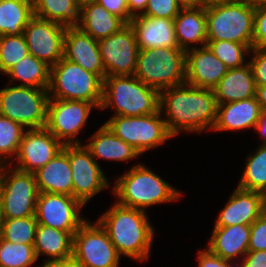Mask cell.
Listing matches in <instances>:
<instances>
[{"label":"cell","instance_id":"1","mask_svg":"<svg viewBox=\"0 0 266 267\" xmlns=\"http://www.w3.org/2000/svg\"><path fill=\"white\" fill-rule=\"evenodd\" d=\"M217 106L213 90L187 83L159 93V111L165 113V123L173 137L182 130L199 133L208 128L213 130Z\"/></svg>","mask_w":266,"mask_h":267},{"label":"cell","instance_id":"2","mask_svg":"<svg viewBox=\"0 0 266 267\" xmlns=\"http://www.w3.org/2000/svg\"><path fill=\"white\" fill-rule=\"evenodd\" d=\"M144 210L117 202L97 222L106 231L119 256L144 261L149 258L154 228Z\"/></svg>","mask_w":266,"mask_h":267},{"label":"cell","instance_id":"3","mask_svg":"<svg viewBox=\"0 0 266 267\" xmlns=\"http://www.w3.org/2000/svg\"><path fill=\"white\" fill-rule=\"evenodd\" d=\"M112 190L119 199L118 204L144 211L155 204L175 201L182 195L142 164L134 165L118 178Z\"/></svg>","mask_w":266,"mask_h":267},{"label":"cell","instance_id":"4","mask_svg":"<svg viewBox=\"0 0 266 267\" xmlns=\"http://www.w3.org/2000/svg\"><path fill=\"white\" fill-rule=\"evenodd\" d=\"M159 91L134 75L106 76L99 110L113 107L114 116H143L159 111Z\"/></svg>","mask_w":266,"mask_h":267},{"label":"cell","instance_id":"5","mask_svg":"<svg viewBox=\"0 0 266 267\" xmlns=\"http://www.w3.org/2000/svg\"><path fill=\"white\" fill-rule=\"evenodd\" d=\"M134 76L159 92L186 83V51L157 47L139 49Z\"/></svg>","mask_w":266,"mask_h":267},{"label":"cell","instance_id":"6","mask_svg":"<svg viewBox=\"0 0 266 267\" xmlns=\"http://www.w3.org/2000/svg\"><path fill=\"white\" fill-rule=\"evenodd\" d=\"M255 7L229 0L206 6L207 40H225L253 48Z\"/></svg>","mask_w":266,"mask_h":267},{"label":"cell","instance_id":"7","mask_svg":"<svg viewBox=\"0 0 266 267\" xmlns=\"http://www.w3.org/2000/svg\"><path fill=\"white\" fill-rule=\"evenodd\" d=\"M103 80L96 74L64 58L50 67L49 98L82 100L97 109L102 102Z\"/></svg>","mask_w":266,"mask_h":267},{"label":"cell","instance_id":"8","mask_svg":"<svg viewBox=\"0 0 266 267\" xmlns=\"http://www.w3.org/2000/svg\"><path fill=\"white\" fill-rule=\"evenodd\" d=\"M48 101V89L9 84L0 90V115L27 129L44 128Z\"/></svg>","mask_w":266,"mask_h":267},{"label":"cell","instance_id":"9","mask_svg":"<svg viewBox=\"0 0 266 267\" xmlns=\"http://www.w3.org/2000/svg\"><path fill=\"white\" fill-rule=\"evenodd\" d=\"M0 165V219L35 216L39 195L34 173Z\"/></svg>","mask_w":266,"mask_h":267},{"label":"cell","instance_id":"10","mask_svg":"<svg viewBox=\"0 0 266 267\" xmlns=\"http://www.w3.org/2000/svg\"><path fill=\"white\" fill-rule=\"evenodd\" d=\"M105 124L140 155L163 145L165 141L173 137L160 111L143 116H112Z\"/></svg>","mask_w":266,"mask_h":267},{"label":"cell","instance_id":"11","mask_svg":"<svg viewBox=\"0 0 266 267\" xmlns=\"http://www.w3.org/2000/svg\"><path fill=\"white\" fill-rule=\"evenodd\" d=\"M81 267H118L121 257L106 231L86 221L73 235V255Z\"/></svg>","mask_w":266,"mask_h":267},{"label":"cell","instance_id":"12","mask_svg":"<svg viewBox=\"0 0 266 267\" xmlns=\"http://www.w3.org/2000/svg\"><path fill=\"white\" fill-rule=\"evenodd\" d=\"M92 103L49 98L45 128L64 145L81 144L77 134L86 125Z\"/></svg>","mask_w":266,"mask_h":267},{"label":"cell","instance_id":"13","mask_svg":"<svg viewBox=\"0 0 266 267\" xmlns=\"http://www.w3.org/2000/svg\"><path fill=\"white\" fill-rule=\"evenodd\" d=\"M84 204L73 196L39 193L36 201L37 223L70 232L73 235L87 221L80 216Z\"/></svg>","mask_w":266,"mask_h":267},{"label":"cell","instance_id":"14","mask_svg":"<svg viewBox=\"0 0 266 267\" xmlns=\"http://www.w3.org/2000/svg\"><path fill=\"white\" fill-rule=\"evenodd\" d=\"M72 171L73 197L84 205L97 193L110 186L100 165L82 144L68 145Z\"/></svg>","mask_w":266,"mask_h":267},{"label":"cell","instance_id":"15","mask_svg":"<svg viewBox=\"0 0 266 267\" xmlns=\"http://www.w3.org/2000/svg\"><path fill=\"white\" fill-rule=\"evenodd\" d=\"M98 44L106 76L134 75L139 48L130 24Z\"/></svg>","mask_w":266,"mask_h":267},{"label":"cell","instance_id":"16","mask_svg":"<svg viewBox=\"0 0 266 267\" xmlns=\"http://www.w3.org/2000/svg\"><path fill=\"white\" fill-rule=\"evenodd\" d=\"M66 26L33 16L23 30L29 53L50 67L63 58Z\"/></svg>","mask_w":266,"mask_h":267},{"label":"cell","instance_id":"17","mask_svg":"<svg viewBox=\"0 0 266 267\" xmlns=\"http://www.w3.org/2000/svg\"><path fill=\"white\" fill-rule=\"evenodd\" d=\"M64 147L45 127L38 129H27L20 143L16 161L18 165L14 168L34 173L45 166Z\"/></svg>","mask_w":266,"mask_h":267},{"label":"cell","instance_id":"18","mask_svg":"<svg viewBox=\"0 0 266 267\" xmlns=\"http://www.w3.org/2000/svg\"><path fill=\"white\" fill-rule=\"evenodd\" d=\"M63 58L98 75L102 80L106 77L98 41L77 26L65 30Z\"/></svg>","mask_w":266,"mask_h":267},{"label":"cell","instance_id":"19","mask_svg":"<svg viewBox=\"0 0 266 267\" xmlns=\"http://www.w3.org/2000/svg\"><path fill=\"white\" fill-rule=\"evenodd\" d=\"M227 71V66L207 46L186 51L188 85L213 90Z\"/></svg>","mask_w":266,"mask_h":267},{"label":"cell","instance_id":"20","mask_svg":"<svg viewBox=\"0 0 266 267\" xmlns=\"http://www.w3.org/2000/svg\"><path fill=\"white\" fill-rule=\"evenodd\" d=\"M265 210L264 194L237 187L221 210L214 227L251 225Z\"/></svg>","mask_w":266,"mask_h":267},{"label":"cell","instance_id":"21","mask_svg":"<svg viewBox=\"0 0 266 267\" xmlns=\"http://www.w3.org/2000/svg\"><path fill=\"white\" fill-rule=\"evenodd\" d=\"M139 49L179 48L174 19L138 15L130 20Z\"/></svg>","mask_w":266,"mask_h":267},{"label":"cell","instance_id":"22","mask_svg":"<svg viewBox=\"0 0 266 267\" xmlns=\"http://www.w3.org/2000/svg\"><path fill=\"white\" fill-rule=\"evenodd\" d=\"M39 193H56L73 196L72 171L68 145L45 166L34 172Z\"/></svg>","mask_w":266,"mask_h":267},{"label":"cell","instance_id":"23","mask_svg":"<svg viewBox=\"0 0 266 267\" xmlns=\"http://www.w3.org/2000/svg\"><path fill=\"white\" fill-rule=\"evenodd\" d=\"M260 104L256 97L236 102L218 104L217 118L213 130H242L254 128L260 115Z\"/></svg>","mask_w":266,"mask_h":267},{"label":"cell","instance_id":"24","mask_svg":"<svg viewBox=\"0 0 266 267\" xmlns=\"http://www.w3.org/2000/svg\"><path fill=\"white\" fill-rule=\"evenodd\" d=\"M174 29L178 47L184 51L193 47L192 43H207L206 6L182 7L174 19Z\"/></svg>","mask_w":266,"mask_h":267},{"label":"cell","instance_id":"25","mask_svg":"<svg viewBox=\"0 0 266 267\" xmlns=\"http://www.w3.org/2000/svg\"><path fill=\"white\" fill-rule=\"evenodd\" d=\"M250 225L214 227L207 249L224 260L244 257L248 252Z\"/></svg>","mask_w":266,"mask_h":267},{"label":"cell","instance_id":"26","mask_svg":"<svg viewBox=\"0 0 266 267\" xmlns=\"http://www.w3.org/2000/svg\"><path fill=\"white\" fill-rule=\"evenodd\" d=\"M213 91L217 104L256 97V84L249 63L235 69H228Z\"/></svg>","mask_w":266,"mask_h":267},{"label":"cell","instance_id":"27","mask_svg":"<svg viewBox=\"0 0 266 267\" xmlns=\"http://www.w3.org/2000/svg\"><path fill=\"white\" fill-rule=\"evenodd\" d=\"M84 146L94 159L125 162L140 155L132 146L117 137L105 123L92 135L90 142Z\"/></svg>","mask_w":266,"mask_h":267},{"label":"cell","instance_id":"28","mask_svg":"<svg viewBox=\"0 0 266 267\" xmlns=\"http://www.w3.org/2000/svg\"><path fill=\"white\" fill-rule=\"evenodd\" d=\"M127 23L107 11L98 2L82 6L81 23L77 26L97 41L119 32Z\"/></svg>","mask_w":266,"mask_h":267},{"label":"cell","instance_id":"29","mask_svg":"<svg viewBox=\"0 0 266 267\" xmlns=\"http://www.w3.org/2000/svg\"><path fill=\"white\" fill-rule=\"evenodd\" d=\"M34 250L37 259L40 254L47 255L45 261L70 258L73 255V234L38 224Z\"/></svg>","mask_w":266,"mask_h":267},{"label":"cell","instance_id":"30","mask_svg":"<svg viewBox=\"0 0 266 267\" xmlns=\"http://www.w3.org/2000/svg\"><path fill=\"white\" fill-rule=\"evenodd\" d=\"M34 16L76 27L81 23L82 7L75 0H33Z\"/></svg>","mask_w":266,"mask_h":267},{"label":"cell","instance_id":"31","mask_svg":"<svg viewBox=\"0 0 266 267\" xmlns=\"http://www.w3.org/2000/svg\"><path fill=\"white\" fill-rule=\"evenodd\" d=\"M5 74L10 76L12 82L22 81L20 86L48 89L50 82V66L37 59L31 53L12 66Z\"/></svg>","mask_w":266,"mask_h":267},{"label":"cell","instance_id":"32","mask_svg":"<svg viewBox=\"0 0 266 267\" xmlns=\"http://www.w3.org/2000/svg\"><path fill=\"white\" fill-rule=\"evenodd\" d=\"M33 16L32 0H0V36L23 34Z\"/></svg>","mask_w":266,"mask_h":267},{"label":"cell","instance_id":"33","mask_svg":"<svg viewBox=\"0 0 266 267\" xmlns=\"http://www.w3.org/2000/svg\"><path fill=\"white\" fill-rule=\"evenodd\" d=\"M247 159L238 187L266 195V144Z\"/></svg>","mask_w":266,"mask_h":267},{"label":"cell","instance_id":"34","mask_svg":"<svg viewBox=\"0 0 266 267\" xmlns=\"http://www.w3.org/2000/svg\"><path fill=\"white\" fill-rule=\"evenodd\" d=\"M37 225L35 216L0 219V237L10 243L34 245Z\"/></svg>","mask_w":266,"mask_h":267},{"label":"cell","instance_id":"35","mask_svg":"<svg viewBox=\"0 0 266 267\" xmlns=\"http://www.w3.org/2000/svg\"><path fill=\"white\" fill-rule=\"evenodd\" d=\"M25 131L21 124L0 115V165H8L7 159L17 155Z\"/></svg>","mask_w":266,"mask_h":267},{"label":"cell","instance_id":"36","mask_svg":"<svg viewBox=\"0 0 266 267\" xmlns=\"http://www.w3.org/2000/svg\"><path fill=\"white\" fill-rule=\"evenodd\" d=\"M206 46L228 69H235L248 63L245 61V56L250 53L251 49L245 44L225 40H207Z\"/></svg>","mask_w":266,"mask_h":267},{"label":"cell","instance_id":"37","mask_svg":"<svg viewBox=\"0 0 266 267\" xmlns=\"http://www.w3.org/2000/svg\"><path fill=\"white\" fill-rule=\"evenodd\" d=\"M36 260L34 245L10 243L0 237V267H30Z\"/></svg>","mask_w":266,"mask_h":267},{"label":"cell","instance_id":"38","mask_svg":"<svg viewBox=\"0 0 266 267\" xmlns=\"http://www.w3.org/2000/svg\"><path fill=\"white\" fill-rule=\"evenodd\" d=\"M29 54L23 34L0 36V72L5 74L12 66Z\"/></svg>","mask_w":266,"mask_h":267},{"label":"cell","instance_id":"39","mask_svg":"<svg viewBox=\"0 0 266 267\" xmlns=\"http://www.w3.org/2000/svg\"><path fill=\"white\" fill-rule=\"evenodd\" d=\"M182 6L178 0H148L146 9L142 15L175 19Z\"/></svg>","mask_w":266,"mask_h":267},{"label":"cell","instance_id":"40","mask_svg":"<svg viewBox=\"0 0 266 267\" xmlns=\"http://www.w3.org/2000/svg\"><path fill=\"white\" fill-rule=\"evenodd\" d=\"M266 250V210L250 225L248 251Z\"/></svg>","mask_w":266,"mask_h":267},{"label":"cell","instance_id":"41","mask_svg":"<svg viewBox=\"0 0 266 267\" xmlns=\"http://www.w3.org/2000/svg\"><path fill=\"white\" fill-rule=\"evenodd\" d=\"M253 48L266 49V3L255 6Z\"/></svg>","mask_w":266,"mask_h":267},{"label":"cell","instance_id":"42","mask_svg":"<svg viewBox=\"0 0 266 267\" xmlns=\"http://www.w3.org/2000/svg\"><path fill=\"white\" fill-rule=\"evenodd\" d=\"M252 58L248 61L251 66L256 86L266 85V49L252 48Z\"/></svg>","mask_w":266,"mask_h":267},{"label":"cell","instance_id":"43","mask_svg":"<svg viewBox=\"0 0 266 267\" xmlns=\"http://www.w3.org/2000/svg\"><path fill=\"white\" fill-rule=\"evenodd\" d=\"M97 2L110 13L123 19L127 24L133 18L129 13L127 0H97Z\"/></svg>","mask_w":266,"mask_h":267},{"label":"cell","instance_id":"44","mask_svg":"<svg viewBox=\"0 0 266 267\" xmlns=\"http://www.w3.org/2000/svg\"><path fill=\"white\" fill-rule=\"evenodd\" d=\"M198 267H226V260L210 252L207 248L198 252Z\"/></svg>","mask_w":266,"mask_h":267},{"label":"cell","instance_id":"45","mask_svg":"<svg viewBox=\"0 0 266 267\" xmlns=\"http://www.w3.org/2000/svg\"><path fill=\"white\" fill-rule=\"evenodd\" d=\"M243 262L245 267H266V250L248 251Z\"/></svg>","mask_w":266,"mask_h":267},{"label":"cell","instance_id":"46","mask_svg":"<svg viewBox=\"0 0 266 267\" xmlns=\"http://www.w3.org/2000/svg\"><path fill=\"white\" fill-rule=\"evenodd\" d=\"M147 2L148 0H127L130 15L132 17L142 15L146 9Z\"/></svg>","mask_w":266,"mask_h":267},{"label":"cell","instance_id":"47","mask_svg":"<svg viewBox=\"0 0 266 267\" xmlns=\"http://www.w3.org/2000/svg\"><path fill=\"white\" fill-rule=\"evenodd\" d=\"M42 266L38 267H81L77 261L73 258L45 261Z\"/></svg>","mask_w":266,"mask_h":267},{"label":"cell","instance_id":"48","mask_svg":"<svg viewBox=\"0 0 266 267\" xmlns=\"http://www.w3.org/2000/svg\"><path fill=\"white\" fill-rule=\"evenodd\" d=\"M255 130L260 134V136H263L262 144H266V111L261 110L260 115L258 118V122L256 123Z\"/></svg>","mask_w":266,"mask_h":267},{"label":"cell","instance_id":"49","mask_svg":"<svg viewBox=\"0 0 266 267\" xmlns=\"http://www.w3.org/2000/svg\"><path fill=\"white\" fill-rule=\"evenodd\" d=\"M256 99L260 104L261 110L266 111V85L265 86H256Z\"/></svg>","mask_w":266,"mask_h":267},{"label":"cell","instance_id":"50","mask_svg":"<svg viewBox=\"0 0 266 267\" xmlns=\"http://www.w3.org/2000/svg\"><path fill=\"white\" fill-rule=\"evenodd\" d=\"M182 7H199L201 0H178Z\"/></svg>","mask_w":266,"mask_h":267},{"label":"cell","instance_id":"51","mask_svg":"<svg viewBox=\"0 0 266 267\" xmlns=\"http://www.w3.org/2000/svg\"><path fill=\"white\" fill-rule=\"evenodd\" d=\"M234 1L242 2L254 7L266 3V0H234Z\"/></svg>","mask_w":266,"mask_h":267},{"label":"cell","instance_id":"52","mask_svg":"<svg viewBox=\"0 0 266 267\" xmlns=\"http://www.w3.org/2000/svg\"><path fill=\"white\" fill-rule=\"evenodd\" d=\"M229 0H201V6H208L211 4L221 3Z\"/></svg>","mask_w":266,"mask_h":267},{"label":"cell","instance_id":"53","mask_svg":"<svg viewBox=\"0 0 266 267\" xmlns=\"http://www.w3.org/2000/svg\"><path fill=\"white\" fill-rule=\"evenodd\" d=\"M242 262L239 264V266H238V264L237 263H235V262H233L232 260H226V267H245L244 266V262H243V260H241ZM236 264V265H235Z\"/></svg>","mask_w":266,"mask_h":267},{"label":"cell","instance_id":"54","mask_svg":"<svg viewBox=\"0 0 266 267\" xmlns=\"http://www.w3.org/2000/svg\"><path fill=\"white\" fill-rule=\"evenodd\" d=\"M75 2L82 7L83 5H86L88 3L97 2V0H75Z\"/></svg>","mask_w":266,"mask_h":267}]
</instances>
